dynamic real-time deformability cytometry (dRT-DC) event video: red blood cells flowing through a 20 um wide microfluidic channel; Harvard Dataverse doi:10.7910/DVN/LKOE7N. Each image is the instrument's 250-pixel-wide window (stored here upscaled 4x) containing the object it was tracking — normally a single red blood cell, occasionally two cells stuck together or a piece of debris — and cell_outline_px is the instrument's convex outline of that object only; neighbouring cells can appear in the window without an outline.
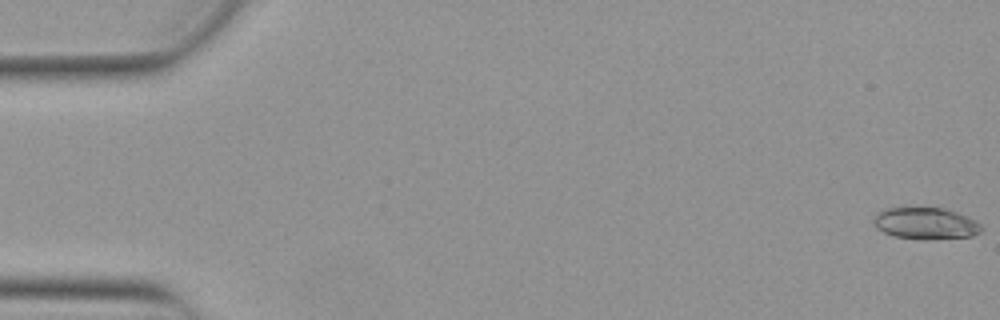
{"species": "Egyptian fruit bat (a non-hibernating species)", "species_latin": "Rousettus aegyptiacus", "temperature_condition": "warm", "stored_images_in_passage": 15, "camera_frame_rate_fps": 3000, "um_per_image_px": 0.085, "animal": {"sex": "female"}, "frame": {"image": 1, "passage_image": 1, "time_ms": 0.0, "image_size_px": [1000, 320], "cell_outline_px": [[980, 232], [972, 236], [924, 240], [896, 236], [884, 232], [876, 228], [872, 220], [876, 212], [888, 208], [944, 208], [956, 212], [976, 220], [980, 224]], "centroid_in_image_um": [78.65, 18.99], "position_along_channel_um": 6.3, "area_um2": 19.83}}